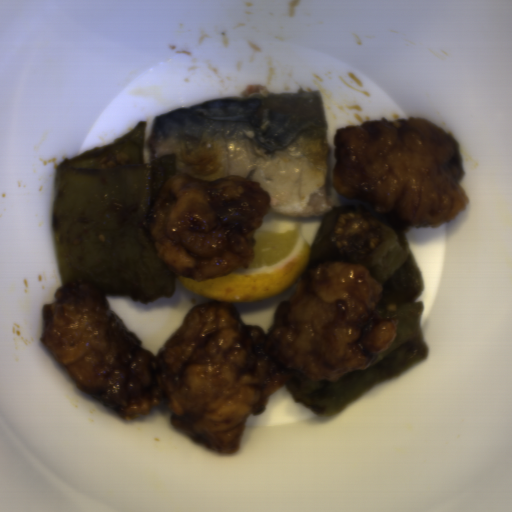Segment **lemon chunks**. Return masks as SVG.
<instances>
[{"label": "lemon chunks", "instance_id": "lemon-chunks-1", "mask_svg": "<svg viewBox=\"0 0 512 512\" xmlns=\"http://www.w3.org/2000/svg\"><path fill=\"white\" fill-rule=\"evenodd\" d=\"M311 246L299 228L266 231L258 227L250 266L212 279L177 277L183 289L204 300L228 303L267 299L296 286L310 264Z\"/></svg>", "mask_w": 512, "mask_h": 512}]
</instances>
